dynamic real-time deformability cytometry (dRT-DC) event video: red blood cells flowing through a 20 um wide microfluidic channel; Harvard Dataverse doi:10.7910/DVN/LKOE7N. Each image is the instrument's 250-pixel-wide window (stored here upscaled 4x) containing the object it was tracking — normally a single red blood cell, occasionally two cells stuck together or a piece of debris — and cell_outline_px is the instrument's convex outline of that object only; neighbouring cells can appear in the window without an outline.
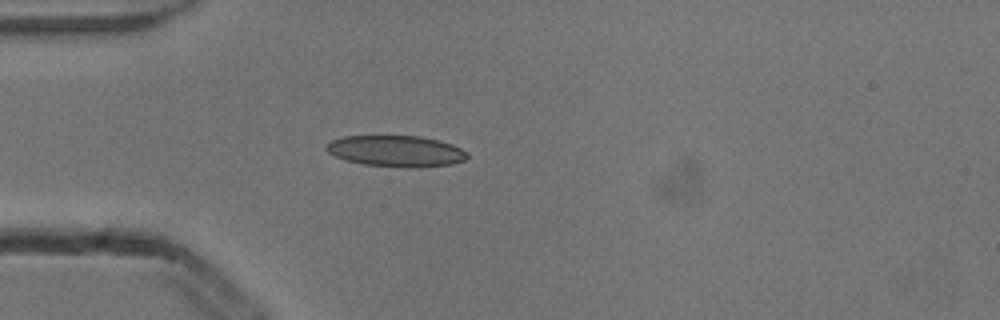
{"species": "common noctule bat (a hibernating species)", "species_latin": "Nyctalus noctula", "temperature_condition": "cold", "stored_images_in_passage": 1, "camera_frame_rate_fps": 3000, "um_per_image_px": 0.085, "animal": {"sex": "male", "body_mass_g": 13.3}, "frame": {"image": 1, "passage_image": 1, "time_ms": 0.0, "image_size_px": [1000, 320], "cell_outline_px": [[468, 156], [464, 160], [452, 164], [416, 168], [408, 168], [364, 164], [344, 160], [328, 152], [324, 148], [332, 140], [344, 136], [420, 136], [440, 140], [452, 144], [468, 152]], "centroid_in_image_um": [33.69, 12.84], "position_along_channel_um": 51.3, "area_um2": 25.72}}